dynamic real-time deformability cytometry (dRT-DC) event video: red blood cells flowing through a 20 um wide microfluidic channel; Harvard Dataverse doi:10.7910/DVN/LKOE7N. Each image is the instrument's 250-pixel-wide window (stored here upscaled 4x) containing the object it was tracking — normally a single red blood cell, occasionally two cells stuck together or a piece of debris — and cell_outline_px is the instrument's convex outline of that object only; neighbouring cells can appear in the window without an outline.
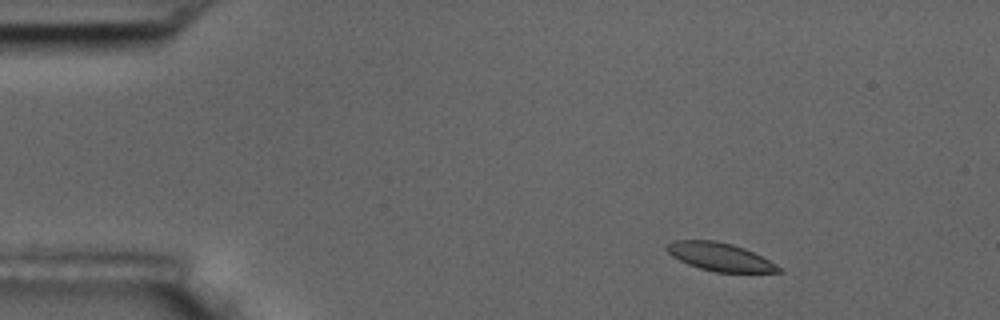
{"species": "common noctule bat (a hibernating species)", "species_latin": "Nyctalus noctula", "temperature_condition": "room temperature", "stored_images_in_passage": 4, "camera_frame_rate_fps": 3000, "um_per_image_px": 0.085, "animal": {"sex": "male", "body_mass_g": 17.5, "forearm_length_mm": 52.3}, "frame": {"image": 1, "passage_image": 2, "time_ms": 1.333, "image_size_px": [1000, 320], "cell_outline_px": [[784, 272], [716, 272], [700, 268], [688, 264], [672, 256], [664, 248], [664, 244], [672, 240], [716, 240], [732, 244], [744, 248], [784, 268]], "centroid_in_image_um": [61.16, 21.82], "position_along_channel_um": 23.8, "area_um2": 18.38}}